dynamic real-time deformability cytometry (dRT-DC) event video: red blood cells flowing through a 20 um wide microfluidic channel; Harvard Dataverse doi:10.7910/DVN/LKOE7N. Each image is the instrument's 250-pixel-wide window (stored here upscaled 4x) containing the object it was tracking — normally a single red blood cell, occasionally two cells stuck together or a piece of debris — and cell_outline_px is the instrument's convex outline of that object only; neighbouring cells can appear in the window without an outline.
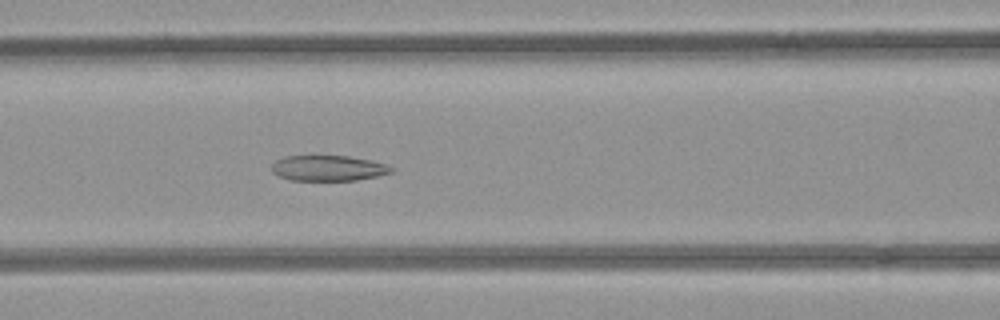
{"species": "common noctule bat (a hibernating species)", "species_latin": "Nyctalus noctula", "temperature_condition": "room temperature", "stored_images_in_passage": 44, "camera_frame_rate_fps": 3000, "um_per_image_px": 0.085, "animal": {"sex": "female", "body_mass_g": 21.9}, "frame": {"image": 1, "passage_image": 14, "time_ms": 4.333, "image_size_px": [1000, 320], "cell_outline_px": [[392, 172], [376, 176], [356, 180], [292, 180], [280, 176], [272, 172], [272, 164], [276, 160], [284, 156], [348, 156], [372, 160], [388, 164], [392, 168]], "centroid_in_image_um": [27.91, 14.28], "position_along_channel_um": 138.7, "area_um2": 17.69}}
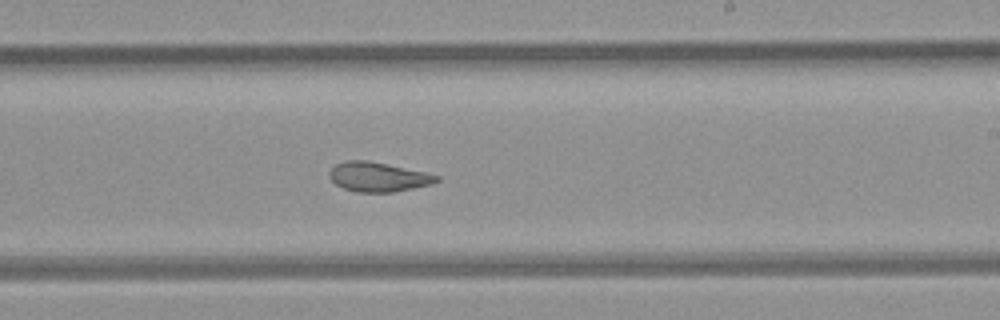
{"frame": {"image": 2, "passage_image": 23, "time_ms": 7.333, "image_size_px": [1000, 320], "cell_outline_px": [[440, 180], [432, 184], [392, 192], [356, 192], [344, 188], [336, 184], [328, 176], [328, 172], [336, 164], [344, 160], [364, 160], [428, 172], [440, 176]], "centroid_in_image_um": [32.15, 15.03], "position_along_channel_um": 256.9, "area_um2": 18.38}}
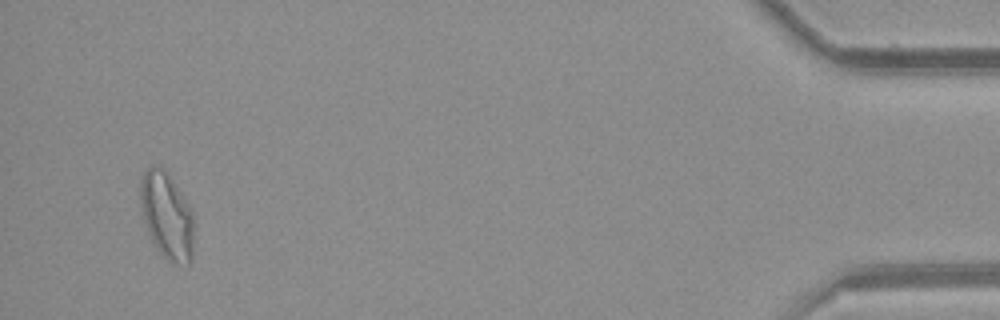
{"frame": {"image": 3, "passage_image": 42, "time_ms": 13.667, "image_size_px": [1000, 320], "cell_outline_px": [[192, 260], [188, 264], [172, 264], [152, 244], [148, 236], [140, 212], [140, 176], [152, 164], [160, 164], [176, 184], [188, 204], [192, 216]], "centroid_in_image_um": [14.12, 18.31], "position_along_channel_um": 421.1, "area_um2": 27.46}, "authors_computed_cell_mechanics": {"area_um2": 21.1548, "velocity_mm_per_s": 3.9439, "shape_relaxation_time_tau1_ms": null, "shape_relaxation_time_tau2_ms": 2.3943, "deformation_change_tau1": null, "deformation_change_tau2": 0.0918}}